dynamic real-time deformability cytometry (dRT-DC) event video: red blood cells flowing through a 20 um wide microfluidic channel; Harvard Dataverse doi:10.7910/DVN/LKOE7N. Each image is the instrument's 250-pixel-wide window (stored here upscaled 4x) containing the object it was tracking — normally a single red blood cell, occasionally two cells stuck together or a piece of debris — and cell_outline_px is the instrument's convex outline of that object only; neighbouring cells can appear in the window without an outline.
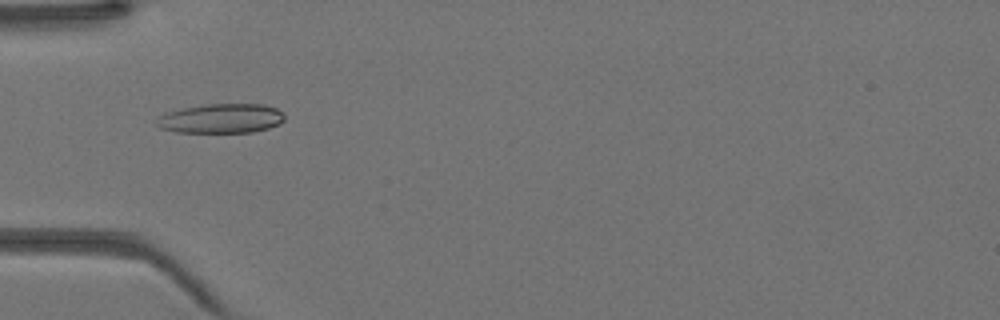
{"species": "Egyptian fruit bat (a non-hibernating species)", "species_latin": "Rousettus aegyptiacus", "temperature_condition": "warm", "stored_images_in_passage": 44, "camera_frame_rate_fps": 3000, "um_per_image_px": 0.085, "animal": {"sex": "female"}, "frame": {"image": 1, "passage_image": 15, "time_ms": 4.667, "image_size_px": [1000, 320], "cell_outline_px": [[284, 120], [280, 124], [268, 128], [252, 132], [176, 132], [160, 128], [152, 124], [160, 116], [168, 112], [184, 108], [204, 104], [264, 104], [276, 108], [284, 116]], "centroid_in_image_um": [18.78, 10.07], "position_along_channel_um": 66.2, "area_um2": 21.96}}
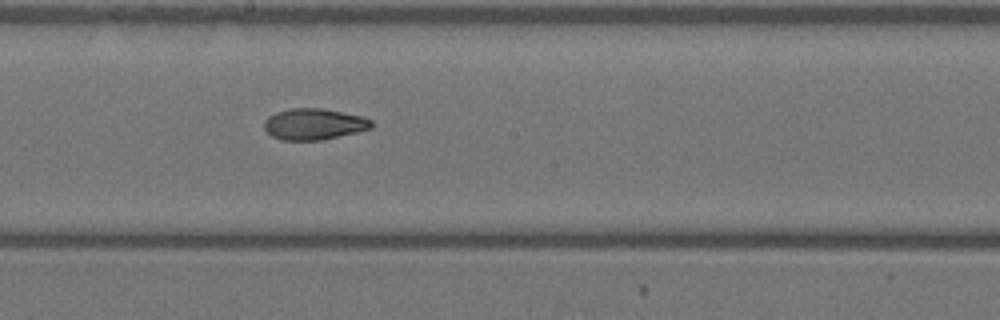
{"frame": {"image": 2, "passage_image": 25, "time_ms": 8.0, "image_size_px": [1000, 320], "cell_outline_px": [[372, 128], [324, 140], [280, 140], [272, 136], [264, 128], [264, 120], [268, 116], [276, 112], [288, 108], [320, 108], [360, 116], [372, 120]], "centroid_in_image_um": [26.65, 10.55], "position_along_channel_um": 221.6, "area_um2": 19.48}}
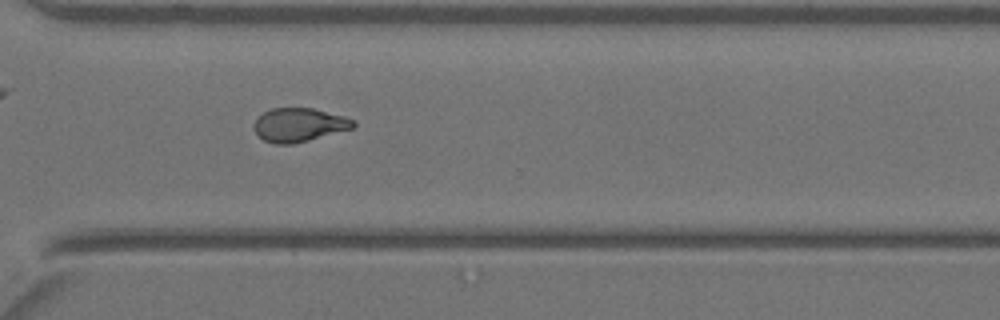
{"frame": {"image": 3, "passage_image": 33, "time_ms": 10.667, "image_size_px": [1000, 320], "cell_outline_px": [[356, 124], [352, 128], [308, 140], [292, 144], [276, 144], [264, 140], [252, 128], [256, 116], [272, 108], [312, 108], [344, 116], [356, 120]], "centroid_in_image_um": [25.39, 10.6], "position_along_channel_um": 345.2, "area_um2": 19.42}}